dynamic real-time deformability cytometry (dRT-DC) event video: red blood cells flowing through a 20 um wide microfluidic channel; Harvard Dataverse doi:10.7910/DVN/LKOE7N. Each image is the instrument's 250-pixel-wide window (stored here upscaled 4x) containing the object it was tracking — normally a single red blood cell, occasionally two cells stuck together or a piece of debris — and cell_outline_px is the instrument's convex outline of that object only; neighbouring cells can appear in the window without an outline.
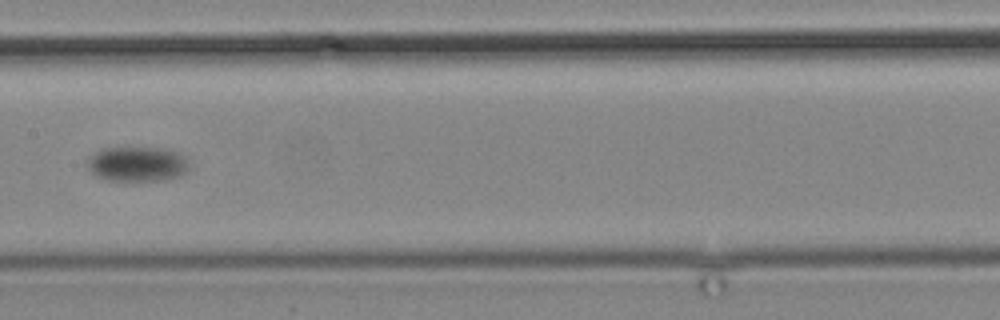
{"species": "common noctule bat (a hibernating species)", "species_latin": "Nyctalus noctula", "temperature_condition": "cold", "stored_images_in_passage": 18, "camera_frame_rate_fps": 3000, "um_per_image_px": 0.085, "animal": {"sex": "male", "body_mass_g": 19.2, "forearm_length_mm": 51.8}, "frame": {"image": 1, "passage_image": 16, "time_ms": 20.0, "image_size_px": [1000, 320], "cell_outline_px": [[188, 168], [180, 176], [164, 180], [108, 180], [96, 176], [88, 168], [88, 156], [104, 148], [164, 148], [176, 152], [184, 156], [188, 164]], "centroid_in_image_um": [11.65, 13.94], "position_along_channel_um": 195.7, "area_um2": 20.46}}
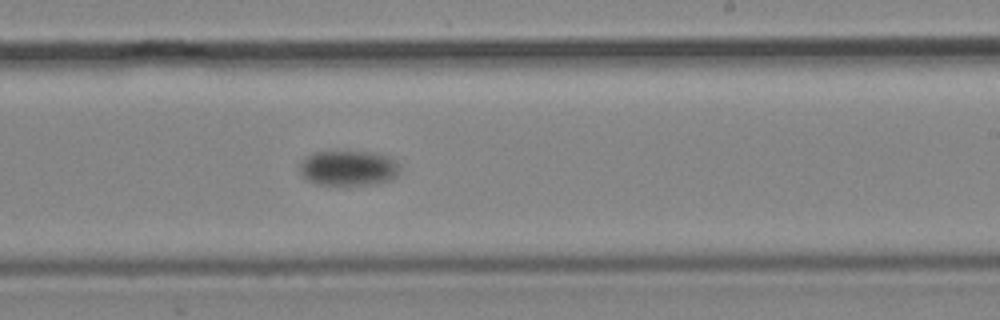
{"frame": {"image": 2, "passage_image": 18, "time_ms": 22.333, "image_size_px": [1000, 320], "cell_outline_px": [[400, 168], [396, 176], [392, 180], [372, 184], [316, 184], [308, 180], [300, 172], [300, 164], [312, 152], [368, 152], [388, 156], [396, 160]], "centroid_in_image_um": [29.64, 14.29], "position_along_channel_um": 259.4, "area_um2": 20.23}}